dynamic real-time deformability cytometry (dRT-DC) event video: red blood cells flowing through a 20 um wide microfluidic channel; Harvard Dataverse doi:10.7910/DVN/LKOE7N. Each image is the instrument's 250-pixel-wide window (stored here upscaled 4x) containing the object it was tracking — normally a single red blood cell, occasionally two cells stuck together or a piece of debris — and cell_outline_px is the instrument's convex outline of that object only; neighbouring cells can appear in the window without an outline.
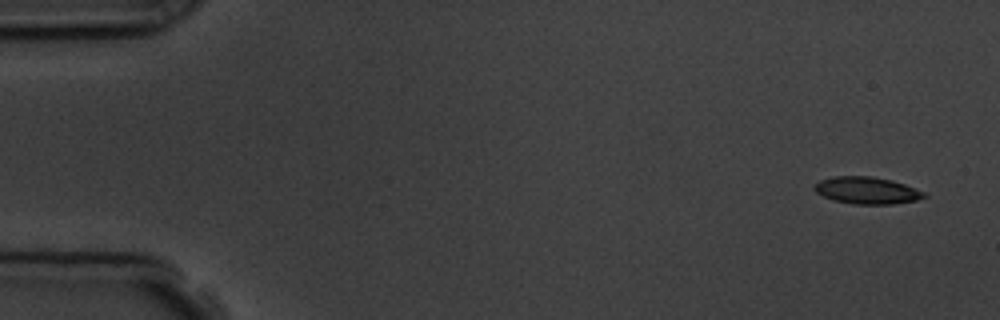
{"species": "common noctule bat (a hibernating species)", "species_latin": "Nyctalus noctula", "temperature_condition": "room temperature", "stored_images_in_passage": 4, "camera_frame_rate_fps": 3000, "um_per_image_px": 0.085, "animal": {"sex": "male", "body_mass_g": 19.5, "forearm_length_mm": 54.6}, "frame": {"image": 1, "passage_image": 1, "time_ms": 0.0, "image_size_px": [1000, 320], "cell_outline_px": [[928, 196], [916, 200], [892, 204], [852, 204], [832, 200], [816, 192], [812, 188], [820, 180], [832, 176], [872, 176], [892, 180], [904, 184], [924, 192]], "centroid_in_image_um": [73.66, 16.18], "position_along_channel_um": 11.3, "area_um2": 17.28}}